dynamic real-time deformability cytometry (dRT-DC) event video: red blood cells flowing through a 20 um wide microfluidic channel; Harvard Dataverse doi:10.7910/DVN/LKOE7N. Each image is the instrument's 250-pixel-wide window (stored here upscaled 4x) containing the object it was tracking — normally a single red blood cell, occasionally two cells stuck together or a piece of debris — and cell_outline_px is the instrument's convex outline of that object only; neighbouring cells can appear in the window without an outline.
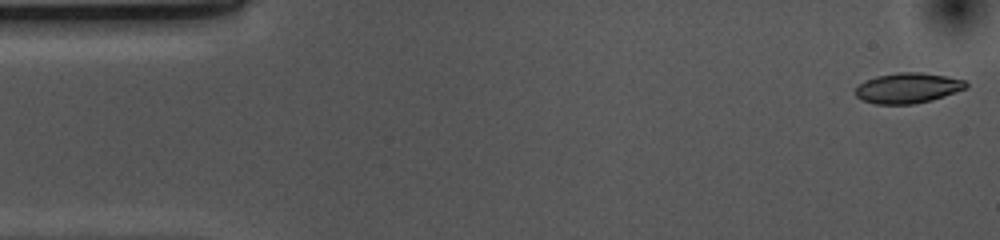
{"species": "common noctule bat (a hibernating species)", "species_latin": "Nyctalus noctula", "temperature_condition": "cold", "stored_images_in_passage": 53, "camera_frame_rate_fps": 3000, "um_per_image_px": 0.085, "animal": {"sex": "female", "body_mass_g": 10.0, "forearm_length_mm": 53.1}, "frame": {"image": 1, "passage_image": 1, "time_ms": 0.0, "image_size_px": [1000, 240], "cell_outline_px": [[968, 88], [932, 100], [912, 104], [876, 104], [860, 100], [856, 96], [856, 88], [864, 80], [876, 76], [900, 72], [920, 72], [944, 76], [964, 80], [968, 84]], "centroid_in_image_um": [77.15, 7.48], "position_along_channel_um": 7.8, "area_um2": 19.54}}
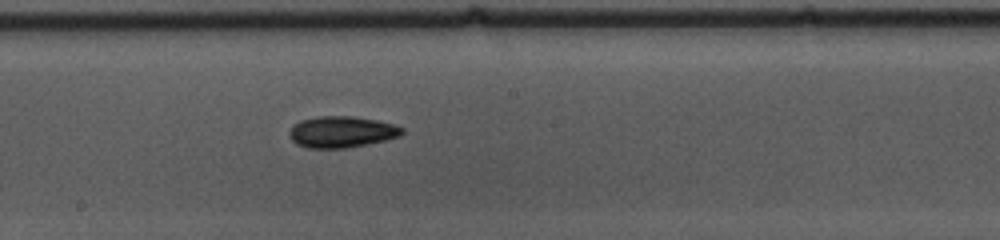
{"frame": {"image": 2, "passage_image": 27, "time_ms": 8.667, "image_size_px": [1000, 240], "cell_outline_px": [[404, 132], [400, 136], [384, 140], [348, 148], [308, 148], [296, 144], [292, 140], [288, 132], [292, 124], [300, 120], [316, 116], [352, 116], [376, 120], [392, 124], [404, 128]], "centroid_in_image_um": [29.0, 11.21], "position_along_channel_um": 219.2, "area_um2": 20.69}}
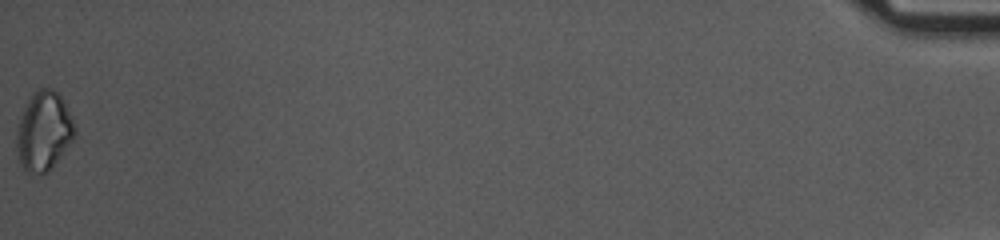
{"frame": {"image": 3, "passage_image": 53, "time_ms": 17.333, "image_size_px": [1000, 240], "cell_outline_px": [[76, 132], [72, 140], [52, 168], [48, 172], [40, 176], [24, 172], [20, 164], [16, 148], [16, 136], [20, 120], [24, 108], [32, 92], [40, 88], [52, 88], [60, 96], [76, 128]], "centroid_in_image_um": [3.69, 11.21], "position_along_channel_um": 431.5, "area_um2": 26.76}, "authors_computed_cell_mechanics": {"area_um2": 19.941, "velocity_mm_per_s": 3.6835, "shape_relaxation_time_tau1_ms": 4.0518, "shape_relaxation_time_tau2_ms": null, "deformation_change_tau1": 0.0998, "deformation_change_tau2": null}}